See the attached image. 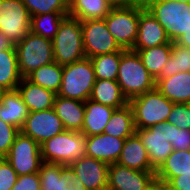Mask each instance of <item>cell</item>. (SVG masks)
Wrapping results in <instances>:
<instances>
[{
    "label": "cell",
    "mask_w": 190,
    "mask_h": 190,
    "mask_svg": "<svg viewBox=\"0 0 190 190\" xmlns=\"http://www.w3.org/2000/svg\"><path fill=\"white\" fill-rule=\"evenodd\" d=\"M116 81L128 101L153 90L156 83L138 53L132 50H126L121 55Z\"/></svg>",
    "instance_id": "6da1fadb"
},
{
    "label": "cell",
    "mask_w": 190,
    "mask_h": 190,
    "mask_svg": "<svg viewBox=\"0 0 190 190\" xmlns=\"http://www.w3.org/2000/svg\"><path fill=\"white\" fill-rule=\"evenodd\" d=\"M86 142L81 132L65 130L40 145L42 161L69 166L86 156Z\"/></svg>",
    "instance_id": "7a4b0ae2"
},
{
    "label": "cell",
    "mask_w": 190,
    "mask_h": 190,
    "mask_svg": "<svg viewBox=\"0 0 190 190\" xmlns=\"http://www.w3.org/2000/svg\"><path fill=\"white\" fill-rule=\"evenodd\" d=\"M54 61L61 66L84 59L82 28L79 19L66 16L52 39Z\"/></svg>",
    "instance_id": "3957f363"
},
{
    "label": "cell",
    "mask_w": 190,
    "mask_h": 190,
    "mask_svg": "<svg viewBox=\"0 0 190 190\" xmlns=\"http://www.w3.org/2000/svg\"><path fill=\"white\" fill-rule=\"evenodd\" d=\"M136 129H146L167 121L174 105L156 87L129 101Z\"/></svg>",
    "instance_id": "277c9868"
},
{
    "label": "cell",
    "mask_w": 190,
    "mask_h": 190,
    "mask_svg": "<svg viewBox=\"0 0 190 190\" xmlns=\"http://www.w3.org/2000/svg\"><path fill=\"white\" fill-rule=\"evenodd\" d=\"M95 81L92 62L85 57L63 66L61 87L57 95L85 102L90 99Z\"/></svg>",
    "instance_id": "5b68a950"
},
{
    "label": "cell",
    "mask_w": 190,
    "mask_h": 190,
    "mask_svg": "<svg viewBox=\"0 0 190 190\" xmlns=\"http://www.w3.org/2000/svg\"><path fill=\"white\" fill-rule=\"evenodd\" d=\"M15 48L18 70L22 77L54 61L52 40L33 34L31 31Z\"/></svg>",
    "instance_id": "8992f818"
},
{
    "label": "cell",
    "mask_w": 190,
    "mask_h": 190,
    "mask_svg": "<svg viewBox=\"0 0 190 190\" xmlns=\"http://www.w3.org/2000/svg\"><path fill=\"white\" fill-rule=\"evenodd\" d=\"M147 9L165 29L171 42L190 31V2L156 1Z\"/></svg>",
    "instance_id": "52a82bcc"
},
{
    "label": "cell",
    "mask_w": 190,
    "mask_h": 190,
    "mask_svg": "<svg viewBox=\"0 0 190 190\" xmlns=\"http://www.w3.org/2000/svg\"><path fill=\"white\" fill-rule=\"evenodd\" d=\"M104 19L118 45L122 49L132 50L138 32L139 7L133 5L112 7Z\"/></svg>",
    "instance_id": "ba28073f"
},
{
    "label": "cell",
    "mask_w": 190,
    "mask_h": 190,
    "mask_svg": "<svg viewBox=\"0 0 190 190\" xmlns=\"http://www.w3.org/2000/svg\"><path fill=\"white\" fill-rule=\"evenodd\" d=\"M31 16L21 0H0V32L16 46L29 32Z\"/></svg>",
    "instance_id": "9c48e42d"
},
{
    "label": "cell",
    "mask_w": 190,
    "mask_h": 190,
    "mask_svg": "<svg viewBox=\"0 0 190 190\" xmlns=\"http://www.w3.org/2000/svg\"><path fill=\"white\" fill-rule=\"evenodd\" d=\"M81 28L86 58L126 51L118 45L109 32L104 18L81 21Z\"/></svg>",
    "instance_id": "30bf717a"
},
{
    "label": "cell",
    "mask_w": 190,
    "mask_h": 190,
    "mask_svg": "<svg viewBox=\"0 0 190 190\" xmlns=\"http://www.w3.org/2000/svg\"><path fill=\"white\" fill-rule=\"evenodd\" d=\"M18 176L39 172L42 164L40 145L21 132L5 157Z\"/></svg>",
    "instance_id": "8fae6325"
},
{
    "label": "cell",
    "mask_w": 190,
    "mask_h": 190,
    "mask_svg": "<svg viewBox=\"0 0 190 190\" xmlns=\"http://www.w3.org/2000/svg\"><path fill=\"white\" fill-rule=\"evenodd\" d=\"M66 129L54 109L29 112L20 132L39 145Z\"/></svg>",
    "instance_id": "7c38bea8"
},
{
    "label": "cell",
    "mask_w": 190,
    "mask_h": 190,
    "mask_svg": "<svg viewBox=\"0 0 190 190\" xmlns=\"http://www.w3.org/2000/svg\"><path fill=\"white\" fill-rule=\"evenodd\" d=\"M156 171H138L109 164L107 190H146L156 181Z\"/></svg>",
    "instance_id": "4fadbf2b"
},
{
    "label": "cell",
    "mask_w": 190,
    "mask_h": 190,
    "mask_svg": "<svg viewBox=\"0 0 190 190\" xmlns=\"http://www.w3.org/2000/svg\"><path fill=\"white\" fill-rule=\"evenodd\" d=\"M38 175L41 190H87L69 166L42 162Z\"/></svg>",
    "instance_id": "5bb4252c"
},
{
    "label": "cell",
    "mask_w": 190,
    "mask_h": 190,
    "mask_svg": "<svg viewBox=\"0 0 190 190\" xmlns=\"http://www.w3.org/2000/svg\"><path fill=\"white\" fill-rule=\"evenodd\" d=\"M136 134L148 151L151 166L157 170L174 150L165 135V122L146 129H136Z\"/></svg>",
    "instance_id": "9a60e30c"
},
{
    "label": "cell",
    "mask_w": 190,
    "mask_h": 190,
    "mask_svg": "<svg viewBox=\"0 0 190 190\" xmlns=\"http://www.w3.org/2000/svg\"><path fill=\"white\" fill-rule=\"evenodd\" d=\"M87 190H107L109 165L85 156L69 165Z\"/></svg>",
    "instance_id": "2e32d148"
},
{
    "label": "cell",
    "mask_w": 190,
    "mask_h": 190,
    "mask_svg": "<svg viewBox=\"0 0 190 190\" xmlns=\"http://www.w3.org/2000/svg\"><path fill=\"white\" fill-rule=\"evenodd\" d=\"M165 29L148 9L139 7V23L133 49H147L170 43Z\"/></svg>",
    "instance_id": "e0dca14e"
},
{
    "label": "cell",
    "mask_w": 190,
    "mask_h": 190,
    "mask_svg": "<svg viewBox=\"0 0 190 190\" xmlns=\"http://www.w3.org/2000/svg\"><path fill=\"white\" fill-rule=\"evenodd\" d=\"M125 139L117 138L105 133L87 136L86 156L95 158L105 163H117Z\"/></svg>",
    "instance_id": "ac0fdd59"
},
{
    "label": "cell",
    "mask_w": 190,
    "mask_h": 190,
    "mask_svg": "<svg viewBox=\"0 0 190 190\" xmlns=\"http://www.w3.org/2000/svg\"><path fill=\"white\" fill-rule=\"evenodd\" d=\"M117 163L138 171H156L150 164L148 151L136 133L125 139Z\"/></svg>",
    "instance_id": "d6986e66"
},
{
    "label": "cell",
    "mask_w": 190,
    "mask_h": 190,
    "mask_svg": "<svg viewBox=\"0 0 190 190\" xmlns=\"http://www.w3.org/2000/svg\"><path fill=\"white\" fill-rule=\"evenodd\" d=\"M17 90L21 94L29 112L52 109L57 95L51 90L32 83L26 77H22Z\"/></svg>",
    "instance_id": "ffe728a7"
},
{
    "label": "cell",
    "mask_w": 190,
    "mask_h": 190,
    "mask_svg": "<svg viewBox=\"0 0 190 190\" xmlns=\"http://www.w3.org/2000/svg\"><path fill=\"white\" fill-rule=\"evenodd\" d=\"M53 109L66 130L81 132L85 116V102L56 95Z\"/></svg>",
    "instance_id": "44dd1931"
},
{
    "label": "cell",
    "mask_w": 190,
    "mask_h": 190,
    "mask_svg": "<svg viewBox=\"0 0 190 190\" xmlns=\"http://www.w3.org/2000/svg\"><path fill=\"white\" fill-rule=\"evenodd\" d=\"M155 82V87L173 103H190V72H178Z\"/></svg>",
    "instance_id": "7402d4cb"
},
{
    "label": "cell",
    "mask_w": 190,
    "mask_h": 190,
    "mask_svg": "<svg viewBox=\"0 0 190 190\" xmlns=\"http://www.w3.org/2000/svg\"><path fill=\"white\" fill-rule=\"evenodd\" d=\"M115 108L95 102L91 99L85 101V116L81 133L84 136L99 135L104 132Z\"/></svg>",
    "instance_id": "603a6c76"
},
{
    "label": "cell",
    "mask_w": 190,
    "mask_h": 190,
    "mask_svg": "<svg viewBox=\"0 0 190 190\" xmlns=\"http://www.w3.org/2000/svg\"><path fill=\"white\" fill-rule=\"evenodd\" d=\"M29 110L18 90L7 91L0 102V119L21 129Z\"/></svg>",
    "instance_id": "cb8c5ba5"
},
{
    "label": "cell",
    "mask_w": 190,
    "mask_h": 190,
    "mask_svg": "<svg viewBox=\"0 0 190 190\" xmlns=\"http://www.w3.org/2000/svg\"><path fill=\"white\" fill-rule=\"evenodd\" d=\"M112 7L106 0H68V16L80 21L103 19Z\"/></svg>",
    "instance_id": "d4e9b609"
},
{
    "label": "cell",
    "mask_w": 190,
    "mask_h": 190,
    "mask_svg": "<svg viewBox=\"0 0 190 190\" xmlns=\"http://www.w3.org/2000/svg\"><path fill=\"white\" fill-rule=\"evenodd\" d=\"M90 99L115 109L124 107L129 103L124 97L117 81L109 79H96Z\"/></svg>",
    "instance_id": "484cf974"
},
{
    "label": "cell",
    "mask_w": 190,
    "mask_h": 190,
    "mask_svg": "<svg viewBox=\"0 0 190 190\" xmlns=\"http://www.w3.org/2000/svg\"><path fill=\"white\" fill-rule=\"evenodd\" d=\"M103 133L123 139L136 133L133 110L129 103L113 111Z\"/></svg>",
    "instance_id": "4316f807"
},
{
    "label": "cell",
    "mask_w": 190,
    "mask_h": 190,
    "mask_svg": "<svg viewBox=\"0 0 190 190\" xmlns=\"http://www.w3.org/2000/svg\"><path fill=\"white\" fill-rule=\"evenodd\" d=\"M190 171V150H173L167 159L156 170V180L165 185L179 173Z\"/></svg>",
    "instance_id": "83f0119b"
},
{
    "label": "cell",
    "mask_w": 190,
    "mask_h": 190,
    "mask_svg": "<svg viewBox=\"0 0 190 190\" xmlns=\"http://www.w3.org/2000/svg\"><path fill=\"white\" fill-rule=\"evenodd\" d=\"M22 76L18 70L15 46L0 51V85L7 91L16 90Z\"/></svg>",
    "instance_id": "f1b7e54d"
},
{
    "label": "cell",
    "mask_w": 190,
    "mask_h": 190,
    "mask_svg": "<svg viewBox=\"0 0 190 190\" xmlns=\"http://www.w3.org/2000/svg\"><path fill=\"white\" fill-rule=\"evenodd\" d=\"M172 50V42L147 49H132L140 56L143 65L149 74L156 79L168 59Z\"/></svg>",
    "instance_id": "f546056e"
},
{
    "label": "cell",
    "mask_w": 190,
    "mask_h": 190,
    "mask_svg": "<svg viewBox=\"0 0 190 190\" xmlns=\"http://www.w3.org/2000/svg\"><path fill=\"white\" fill-rule=\"evenodd\" d=\"M63 66L55 61L29 73L26 78L34 84L58 93L61 87Z\"/></svg>",
    "instance_id": "4dcf8cb0"
},
{
    "label": "cell",
    "mask_w": 190,
    "mask_h": 190,
    "mask_svg": "<svg viewBox=\"0 0 190 190\" xmlns=\"http://www.w3.org/2000/svg\"><path fill=\"white\" fill-rule=\"evenodd\" d=\"M68 13H45L31 17L30 31L33 34L52 40L58 31L62 20Z\"/></svg>",
    "instance_id": "1f68e13d"
},
{
    "label": "cell",
    "mask_w": 190,
    "mask_h": 190,
    "mask_svg": "<svg viewBox=\"0 0 190 190\" xmlns=\"http://www.w3.org/2000/svg\"><path fill=\"white\" fill-rule=\"evenodd\" d=\"M178 72H190V48L172 42L170 58L156 79L171 77Z\"/></svg>",
    "instance_id": "d6a6232c"
},
{
    "label": "cell",
    "mask_w": 190,
    "mask_h": 190,
    "mask_svg": "<svg viewBox=\"0 0 190 190\" xmlns=\"http://www.w3.org/2000/svg\"><path fill=\"white\" fill-rule=\"evenodd\" d=\"M125 51H117L111 54H103L90 58L96 79L116 80L121 55Z\"/></svg>",
    "instance_id": "836d02e7"
},
{
    "label": "cell",
    "mask_w": 190,
    "mask_h": 190,
    "mask_svg": "<svg viewBox=\"0 0 190 190\" xmlns=\"http://www.w3.org/2000/svg\"><path fill=\"white\" fill-rule=\"evenodd\" d=\"M30 16L59 12L68 13V0H21Z\"/></svg>",
    "instance_id": "e575fe53"
},
{
    "label": "cell",
    "mask_w": 190,
    "mask_h": 190,
    "mask_svg": "<svg viewBox=\"0 0 190 190\" xmlns=\"http://www.w3.org/2000/svg\"><path fill=\"white\" fill-rule=\"evenodd\" d=\"M167 122L177 128L190 130V103H174Z\"/></svg>",
    "instance_id": "d590c367"
},
{
    "label": "cell",
    "mask_w": 190,
    "mask_h": 190,
    "mask_svg": "<svg viewBox=\"0 0 190 190\" xmlns=\"http://www.w3.org/2000/svg\"><path fill=\"white\" fill-rule=\"evenodd\" d=\"M20 129L0 119V158H5Z\"/></svg>",
    "instance_id": "8d00e7d4"
},
{
    "label": "cell",
    "mask_w": 190,
    "mask_h": 190,
    "mask_svg": "<svg viewBox=\"0 0 190 190\" xmlns=\"http://www.w3.org/2000/svg\"><path fill=\"white\" fill-rule=\"evenodd\" d=\"M18 179V174L6 158H0V190H11Z\"/></svg>",
    "instance_id": "74e56055"
},
{
    "label": "cell",
    "mask_w": 190,
    "mask_h": 190,
    "mask_svg": "<svg viewBox=\"0 0 190 190\" xmlns=\"http://www.w3.org/2000/svg\"><path fill=\"white\" fill-rule=\"evenodd\" d=\"M11 190H41L38 172L18 176L17 182Z\"/></svg>",
    "instance_id": "f35d334b"
},
{
    "label": "cell",
    "mask_w": 190,
    "mask_h": 190,
    "mask_svg": "<svg viewBox=\"0 0 190 190\" xmlns=\"http://www.w3.org/2000/svg\"><path fill=\"white\" fill-rule=\"evenodd\" d=\"M171 144L174 150H190V130L180 129L174 125V135Z\"/></svg>",
    "instance_id": "ab89813d"
},
{
    "label": "cell",
    "mask_w": 190,
    "mask_h": 190,
    "mask_svg": "<svg viewBox=\"0 0 190 190\" xmlns=\"http://www.w3.org/2000/svg\"><path fill=\"white\" fill-rule=\"evenodd\" d=\"M164 186L166 190H190V171L179 173V176L171 178Z\"/></svg>",
    "instance_id": "60d3db41"
},
{
    "label": "cell",
    "mask_w": 190,
    "mask_h": 190,
    "mask_svg": "<svg viewBox=\"0 0 190 190\" xmlns=\"http://www.w3.org/2000/svg\"><path fill=\"white\" fill-rule=\"evenodd\" d=\"M130 5L135 7H140L143 9H147L152 3L156 2V0H129Z\"/></svg>",
    "instance_id": "b9f144b4"
},
{
    "label": "cell",
    "mask_w": 190,
    "mask_h": 190,
    "mask_svg": "<svg viewBox=\"0 0 190 190\" xmlns=\"http://www.w3.org/2000/svg\"><path fill=\"white\" fill-rule=\"evenodd\" d=\"M176 43L181 45V46L190 48V31H188L187 33H184L183 35H181L176 40Z\"/></svg>",
    "instance_id": "7bdbcfd3"
},
{
    "label": "cell",
    "mask_w": 190,
    "mask_h": 190,
    "mask_svg": "<svg viewBox=\"0 0 190 190\" xmlns=\"http://www.w3.org/2000/svg\"><path fill=\"white\" fill-rule=\"evenodd\" d=\"M165 135H166L167 141L171 143V141L173 140V135H174V125L167 121L165 122Z\"/></svg>",
    "instance_id": "ee69618b"
},
{
    "label": "cell",
    "mask_w": 190,
    "mask_h": 190,
    "mask_svg": "<svg viewBox=\"0 0 190 190\" xmlns=\"http://www.w3.org/2000/svg\"><path fill=\"white\" fill-rule=\"evenodd\" d=\"M11 46L8 39L0 32V51L7 49Z\"/></svg>",
    "instance_id": "f6af8a7d"
},
{
    "label": "cell",
    "mask_w": 190,
    "mask_h": 190,
    "mask_svg": "<svg viewBox=\"0 0 190 190\" xmlns=\"http://www.w3.org/2000/svg\"><path fill=\"white\" fill-rule=\"evenodd\" d=\"M106 1H108L113 7L130 5L129 0H106Z\"/></svg>",
    "instance_id": "bcb514c9"
},
{
    "label": "cell",
    "mask_w": 190,
    "mask_h": 190,
    "mask_svg": "<svg viewBox=\"0 0 190 190\" xmlns=\"http://www.w3.org/2000/svg\"><path fill=\"white\" fill-rule=\"evenodd\" d=\"M146 190H166L165 186L160 183L158 180H156L149 188Z\"/></svg>",
    "instance_id": "7dc6e473"
},
{
    "label": "cell",
    "mask_w": 190,
    "mask_h": 190,
    "mask_svg": "<svg viewBox=\"0 0 190 190\" xmlns=\"http://www.w3.org/2000/svg\"><path fill=\"white\" fill-rule=\"evenodd\" d=\"M7 92V90L0 85V102L3 98V95Z\"/></svg>",
    "instance_id": "c3c4849f"
},
{
    "label": "cell",
    "mask_w": 190,
    "mask_h": 190,
    "mask_svg": "<svg viewBox=\"0 0 190 190\" xmlns=\"http://www.w3.org/2000/svg\"><path fill=\"white\" fill-rule=\"evenodd\" d=\"M156 1H166V2L174 1V2H184V3L190 2V0H156Z\"/></svg>",
    "instance_id": "681fc988"
}]
</instances>
